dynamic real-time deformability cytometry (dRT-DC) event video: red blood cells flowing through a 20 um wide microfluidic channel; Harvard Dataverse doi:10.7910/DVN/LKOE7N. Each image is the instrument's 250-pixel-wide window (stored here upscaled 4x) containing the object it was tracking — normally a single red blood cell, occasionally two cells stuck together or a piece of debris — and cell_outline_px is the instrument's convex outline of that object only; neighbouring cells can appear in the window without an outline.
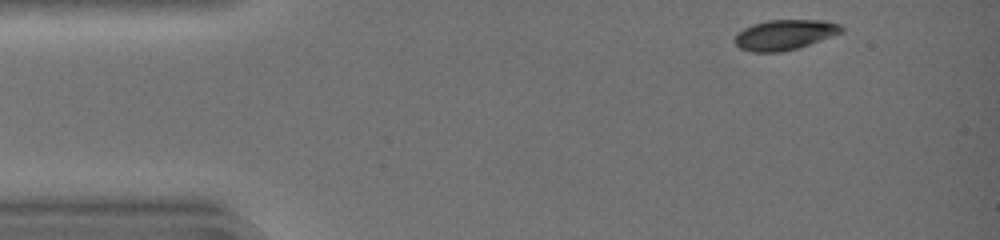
{"species": "common noctule bat (a hibernating species)", "species_latin": "Nyctalus noctula", "temperature_condition": "warm", "stored_images_in_passage": 37, "camera_frame_rate_fps": 3000, "um_per_image_px": 0.085, "animal": {"sex": "female", "body_mass_g": 19.0, "forearm_length_mm": 51.5}, "frame": {"image": 1, "passage_image": 1, "time_ms": 0.0, "image_size_px": [1000, 240], "cell_outline_px": [[844, 32], [796, 48], [780, 52], [752, 52], [740, 48], [732, 40], [744, 28], [752, 24], [768, 20], [824, 20], [840, 24], [844, 28]], "centroid_in_image_um": [66.7, 2.94], "position_along_channel_um": 18.3, "area_um2": 18.67}}
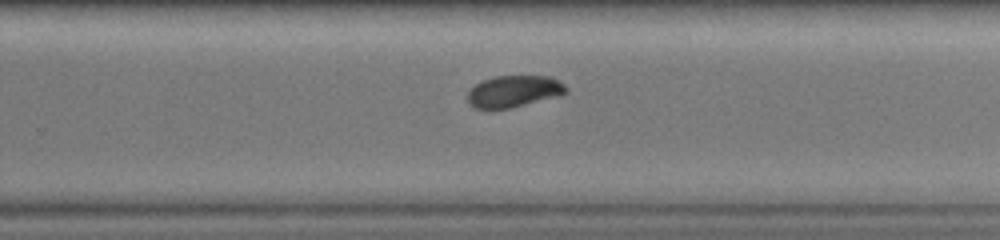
{"frame": {"image": 2, "passage_image": 25, "time_ms": 8.0, "image_size_px": [1000, 240], "cell_outline_px": [[568, 92], [560, 96], [512, 108], [476, 108], [468, 100], [468, 92], [476, 84], [484, 80], [496, 76], [552, 76], [560, 80], [568, 88]], "centroid_in_image_um": [43.77, 7.75], "position_along_channel_um": 286.0, "area_um2": 18.21}}
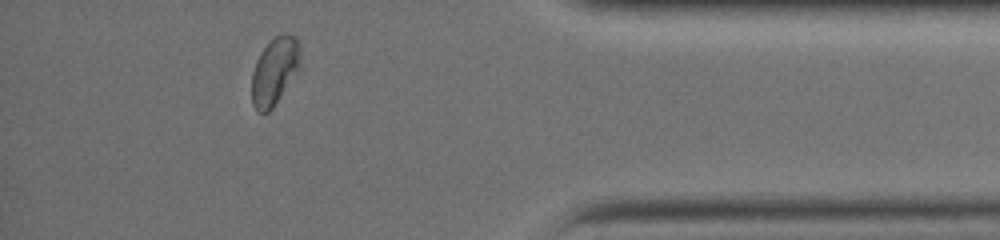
{"frame": {"image": 3, "passage_image": 35, "time_ms": 11.333, "image_size_px": [1000, 240], "cell_outline_px": [[300, 68], [272, 108], [268, 112], [256, 112], [252, 104], [252, 72], [256, 60], [260, 52], [280, 32], [284, 32], [296, 36], [300, 44]], "centroid_in_image_um": [23.35, 6.01], "position_along_channel_um": 411.8, "area_um2": 19.19}, "authors_computed_cell_mechanics": {"area_um2": 19.2474, "velocity_mm_per_s": 4.3987, "shape_relaxation_time_tau1_ms": 3.643, "shape_relaxation_time_tau2_ms": null, "deformation_change_tau1": 0.1314, "deformation_change_tau2": null}}